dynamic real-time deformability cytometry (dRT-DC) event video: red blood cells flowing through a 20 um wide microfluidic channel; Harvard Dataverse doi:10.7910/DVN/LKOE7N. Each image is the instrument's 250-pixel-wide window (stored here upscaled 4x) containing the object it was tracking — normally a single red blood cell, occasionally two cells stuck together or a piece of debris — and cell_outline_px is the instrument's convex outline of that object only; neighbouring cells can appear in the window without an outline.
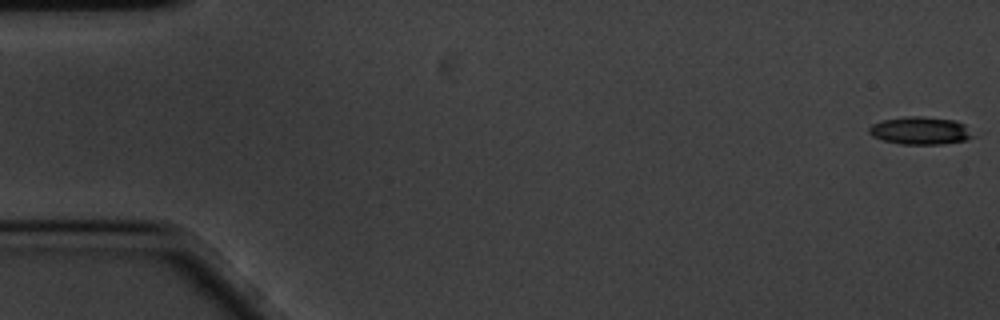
{"species": "common noctule bat (a hibernating species)", "species_latin": "Nyctalus noctula", "temperature_condition": "cold", "stored_images_in_passage": 58, "camera_frame_rate_fps": 3000, "um_per_image_px": 0.085, "animal": {"sex": "male", "body_mass_g": 20.1, "forearm_length_mm": 53.5}, "frame": {"image": 1, "passage_image": 1, "time_ms": 0.0, "image_size_px": [1000, 320], "cell_outline_px": [[972, 136], [964, 140], [944, 144], [900, 144], [884, 140], [872, 136], [868, 132], [868, 128], [872, 124], [884, 120], [904, 116], [924, 116], [956, 120], [964, 124]], "centroid_in_image_um": [78.18, 11.09], "position_along_channel_um": 6.8, "area_um2": 16.65}}
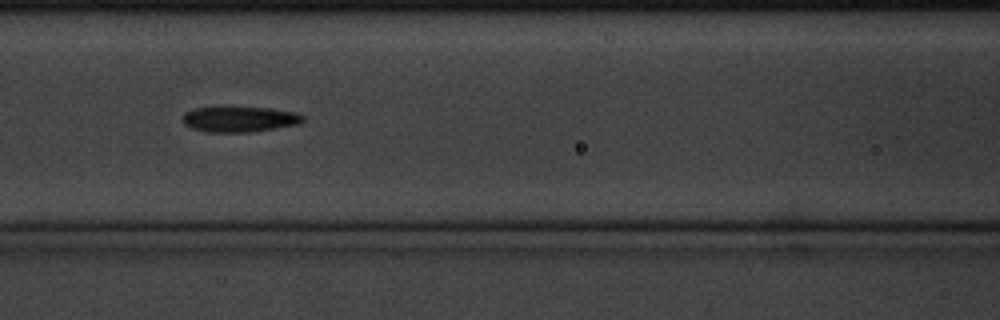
{"frame": {"image": 2, "passage_image": 25, "time_ms": 8.0, "image_size_px": [1000, 320], "cell_outline_px": [[308, 120], [300, 124], [276, 128], [248, 132], [204, 132], [192, 128], [184, 124], [180, 120], [184, 112], [192, 108], [272, 108], [296, 112], [304, 116]], "centroid_in_image_um": [20.38, 10.14], "position_along_channel_um": 146.2, "area_um2": 18.03}}
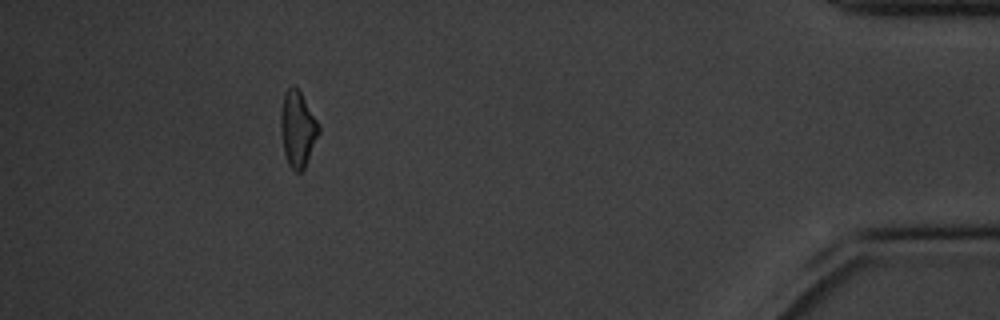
{"frame": {"image": 3, "passage_image": 53, "time_ms": 17.333, "image_size_px": [1000, 320], "cell_outline_px": [[320, 132], [304, 168], [300, 172], [296, 172], [288, 164], [284, 152], [280, 128], [280, 116], [284, 92], [292, 84], [300, 92], [316, 120], [320, 128]], "centroid_in_image_um": [25.28, 10.96], "position_along_channel_um": 409.9, "area_um2": 16.53}, "authors_computed_cell_mechanics": {"area_um2": 17.2822, "velocity_mm_per_s": 3.4424, "shape_relaxation_time_tau1_ms": 2.6622, "shape_relaxation_time_tau2_ms": 6.1702, "deformation_change_tau1": 0.1438, "deformation_change_tau2": 0.1681}}